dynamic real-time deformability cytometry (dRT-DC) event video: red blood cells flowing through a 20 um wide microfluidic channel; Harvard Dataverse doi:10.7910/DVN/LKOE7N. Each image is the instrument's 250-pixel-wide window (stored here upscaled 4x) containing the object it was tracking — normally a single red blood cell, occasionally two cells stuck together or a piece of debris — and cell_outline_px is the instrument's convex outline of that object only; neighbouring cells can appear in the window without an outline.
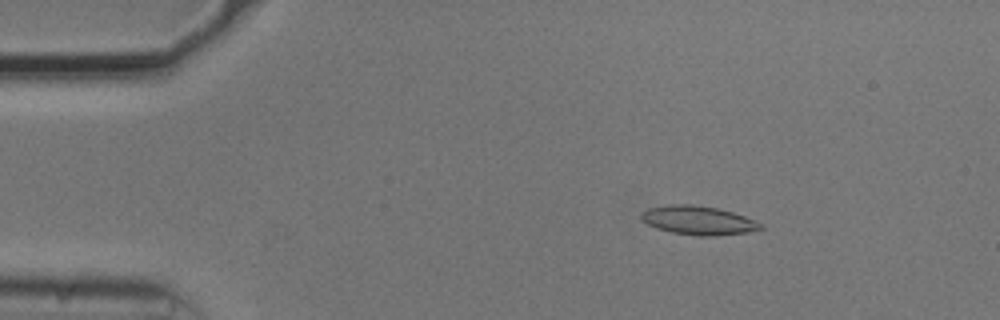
{"species": "common noctule bat (a hibernating species)", "species_latin": "Nyctalus noctula", "temperature_condition": "cold", "stored_images_in_passage": 54, "camera_frame_rate_fps": 3000, "um_per_image_px": 0.085, "animal": {"sex": "male", "body_mass_g": 20.5, "forearm_length_mm": 52.5}, "frame": {"image": 1, "passage_image": 9, "time_ms": 2.667, "image_size_px": [1000, 320], "cell_outline_px": [[764, 228], [748, 232], [716, 236], [700, 236], [672, 232], [656, 228], [648, 224], [640, 216], [640, 212], [648, 208], [672, 204], [692, 204], [716, 208], [732, 212], [744, 216], [764, 224]], "centroid_in_image_um": [59.37, 18.73], "position_along_channel_um": 25.6, "area_um2": 20.0}}
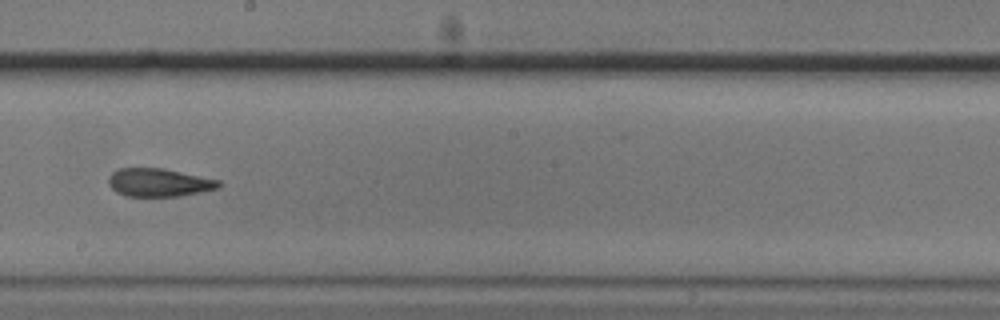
{"frame": {"image": 2, "passage_image": 31, "time_ms": 10.0, "image_size_px": [1000, 320], "cell_outline_px": [[220, 188], [180, 196], [124, 196], [116, 192], [108, 184], [108, 176], [112, 172], [120, 168], [164, 168], [220, 180]], "centroid_in_image_um": [13.5, 15.51], "position_along_channel_um": 234.7, "area_um2": 18.21}}
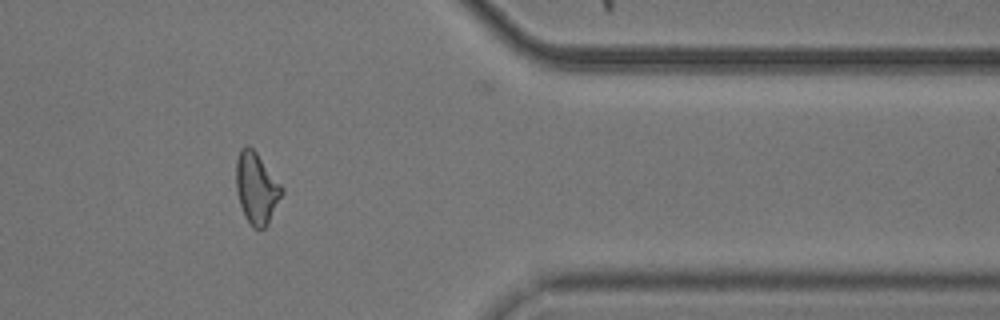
{"frame": {"image": 3, "passage_image": 45, "time_ms": 14.667, "image_size_px": [1000, 320], "cell_outline_px": [[284, 192], [268, 224], [264, 228], [252, 228], [244, 216], [236, 192], [236, 160], [240, 148], [244, 144], [248, 144], [256, 152], [284, 188]], "centroid_in_image_um": [21.79, 15.98], "position_along_channel_um": 389.6, "area_um2": 19.19}, "authors_computed_cell_mechanics": {"area_um2": 19.074, "velocity_mm_per_s": 3.7244, "shape_relaxation_time_tau1_ms": 10.2852, "shape_relaxation_time_tau2_ms": 3.0498, "deformation_change_tau1": 0.2425, "deformation_change_tau2": 0.1253}}